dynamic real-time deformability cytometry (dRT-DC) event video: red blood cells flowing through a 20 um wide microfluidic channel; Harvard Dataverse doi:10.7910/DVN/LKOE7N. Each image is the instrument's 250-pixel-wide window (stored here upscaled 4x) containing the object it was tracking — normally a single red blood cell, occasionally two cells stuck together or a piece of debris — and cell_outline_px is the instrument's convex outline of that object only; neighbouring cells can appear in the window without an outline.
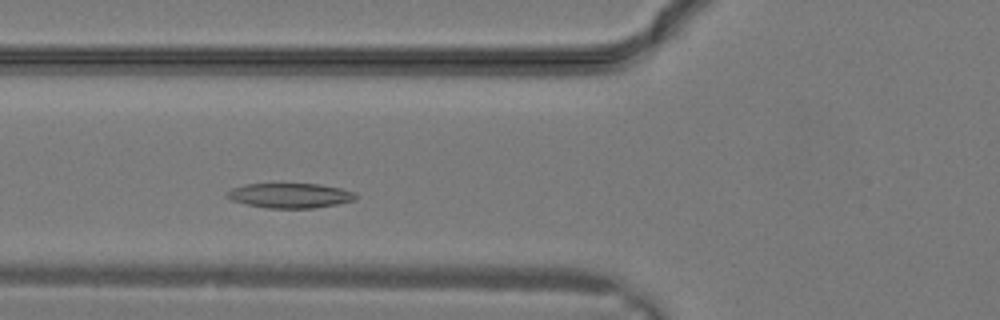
{"species": "common noctule bat (a hibernating species)", "species_latin": "Nyctalus noctula", "temperature_condition": "warm", "stored_images_in_passage": 24, "camera_frame_rate_fps": 3000, "um_per_image_px": 0.085, "animal": {"sex": "male", "body_mass_g": 19.2, "forearm_length_mm": 51.8}, "frame": {"image": 1, "passage_image": 5, "time_ms": 1.333, "image_size_px": [1000, 320], "cell_outline_px": [[356, 200], [336, 204], [312, 208], [268, 208], [244, 204], [232, 200], [224, 196], [224, 192], [232, 188], [244, 184], [320, 184], [340, 188], [356, 192]], "centroid_in_image_um": [24.61, 16.62], "position_along_channel_um": 101.2, "area_um2": 18.73}}
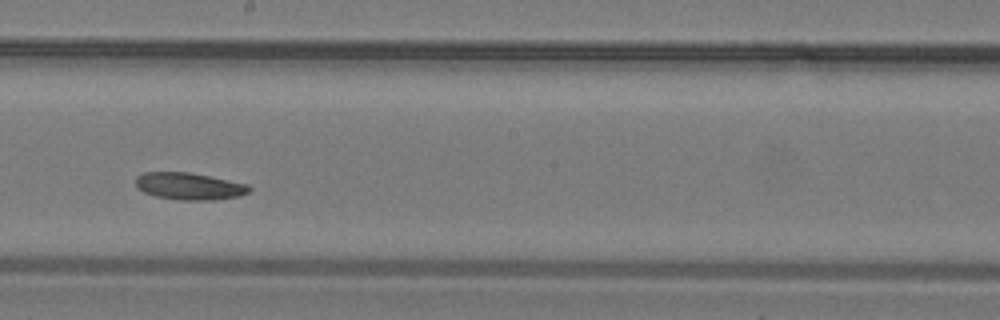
{"frame": {"image": 2, "passage_image": 11, "time_ms": 3.333, "image_size_px": [1000, 320], "cell_outline_px": [[252, 188], [248, 192], [240, 196], [216, 200], [176, 200], [156, 196], [144, 192], [136, 188], [136, 176], [144, 172], [188, 172], [248, 184]], "centroid_in_image_um": [16.07, 15.83], "position_along_channel_um": 232.1, "area_um2": 17.98}}
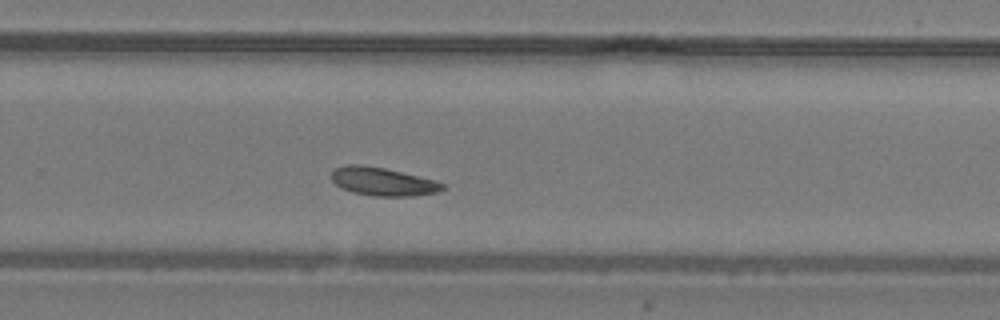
{"frame": {"image": 3, "passage_image": 14, "time_ms": 4.333, "image_size_px": [1000, 320], "cell_outline_px": [[444, 188], [436, 192], [412, 196], [372, 196], [352, 192], [340, 188], [332, 180], [332, 172], [336, 168], [344, 164], [360, 164], [384, 168], [436, 180], [444, 184]], "centroid_in_image_um": [32.5, 15.43], "position_along_channel_um": 297.3, "area_um2": 18.26}}